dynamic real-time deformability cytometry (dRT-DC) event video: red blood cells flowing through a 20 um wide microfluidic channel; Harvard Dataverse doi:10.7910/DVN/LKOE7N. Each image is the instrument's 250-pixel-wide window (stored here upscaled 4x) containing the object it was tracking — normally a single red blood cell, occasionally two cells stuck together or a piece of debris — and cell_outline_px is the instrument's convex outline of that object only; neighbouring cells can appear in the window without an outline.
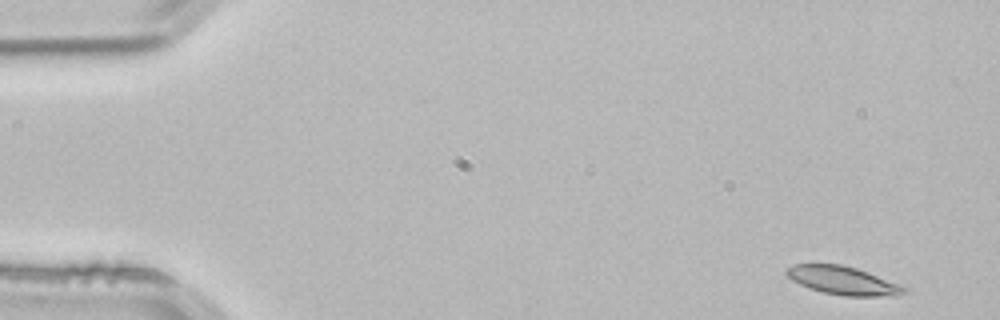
{"species": "common noctule bat (a hibernating species)", "species_latin": "Nyctalus noctula", "temperature_condition": "room temperature", "stored_images_in_passage": 51, "camera_frame_rate_fps": 3000, "um_per_image_px": 0.085, "animal": {"sex": "male", "body_mass_g": 21.5, "forearm_length_mm": 52.0}, "frame": {"image": 1, "passage_image": 1, "time_ms": 0.0, "image_size_px": [1000, 320], "cell_outline_px": [[908, 292], [896, 296], [844, 296], [824, 292], [808, 288], [792, 280], [784, 272], [788, 268], [796, 264], [840, 264], [856, 268], [868, 272], [908, 288]], "centroid_in_image_um": [71.67, 23.85], "position_along_channel_um": 13.3, "area_um2": 19.31}}
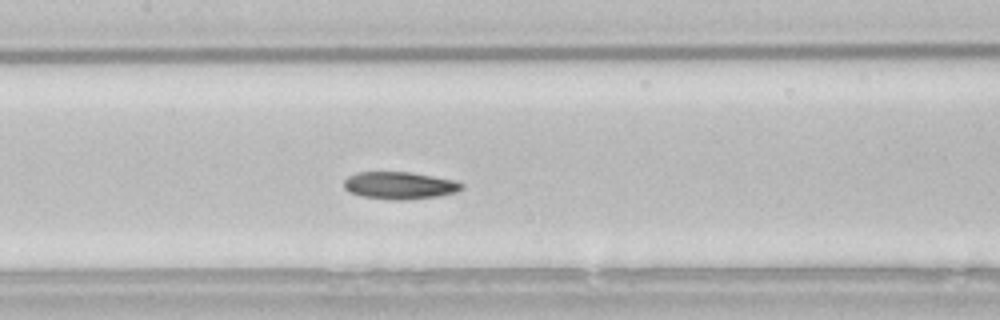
{"frame": {"image": 2, "passage_image": 23, "time_ms": 7.333, "image_size_px": [1000, 320], "cell_outline_px": [[464, 188], [456, 192], [440, 196], [408, 200], [392, 200], [360, 196], [348, 192], [344, 188], [344, 180], [348, 176], [356, 172], [412, 172], [452, 180], [464, 184]], "centroid_in_image_um": [33.95, 15.77], "position_along_channel_um": 173.5, "area_um2": 18.96}}
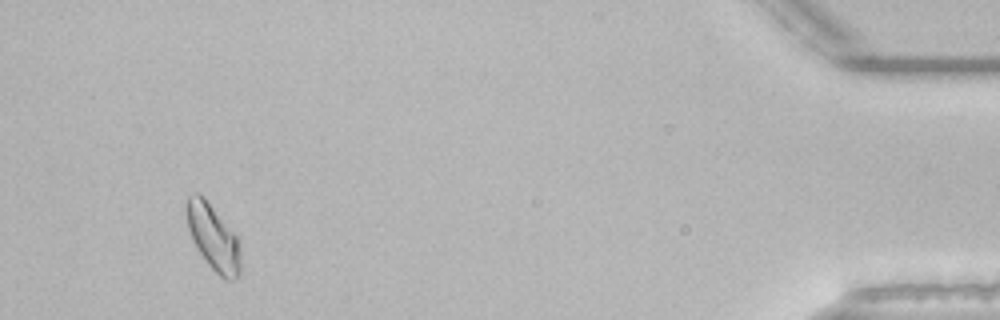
{"frame": {"image": 3, "passage_image": 48, "time_ms": 15.667, "image_size_px": [1000, 320], "cell_outline_px": [[240, 276], [236, 280], [224, 280], [208, 264], [196, 248], [192, 240], [188, 228], [188, 196], [196, 192], [200, 192], [204, 196], [236, 236], [240, 244]], "centroid_in_image_um": [18.15, 20.22], "position_along_channel_um": 417.0, "area_um2": 20.52}, "authors_computed_cell_mechanics": {"area_um2": 19.0162, "velocity_mm_per_s": 3.8088, "shape_relaxation_time_tau1_ms": 4.7973, "shape_relaxation_time_tau2_ms": 8.3405, "deformation_change_tau1": 0.1186, "deformation_change_tau2": 0.1337}}